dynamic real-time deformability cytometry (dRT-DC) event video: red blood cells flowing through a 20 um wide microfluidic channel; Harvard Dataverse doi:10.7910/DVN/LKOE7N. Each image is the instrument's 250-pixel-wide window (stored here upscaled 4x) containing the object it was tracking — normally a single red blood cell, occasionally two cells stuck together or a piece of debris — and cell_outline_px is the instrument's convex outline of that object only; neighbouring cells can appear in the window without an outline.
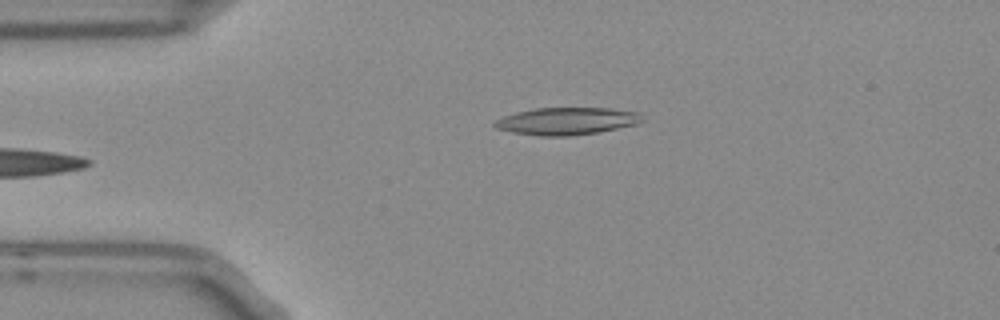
{"species": "Egyptian fruit bat (a non-hibernating species)", "species_latin": "Rousettus aegyptiacus", "temperature_condition": "room temperature", "stored_images_in_passage": 5, "camera_frame_rate_fps": 3000, "um_per_image_px": 0.085, "frame": {"image": 1, "passage_image": 5, "time_ms": 1.333, "image_size_px": [1000, 320], "cell_outline_px": [[644, 120], [636, 124], [596, 132], [568, 136], [540, 136], [512, 132], [496, 128], [492, 124], [496, 120], [504, 116], [516, 112], [536, 108], [608, 108], [636, 112]], "centroid_in_image_um": [48.12, 10.29], "position_along_channel_um": 36.9, "area_um2": 23.18}}